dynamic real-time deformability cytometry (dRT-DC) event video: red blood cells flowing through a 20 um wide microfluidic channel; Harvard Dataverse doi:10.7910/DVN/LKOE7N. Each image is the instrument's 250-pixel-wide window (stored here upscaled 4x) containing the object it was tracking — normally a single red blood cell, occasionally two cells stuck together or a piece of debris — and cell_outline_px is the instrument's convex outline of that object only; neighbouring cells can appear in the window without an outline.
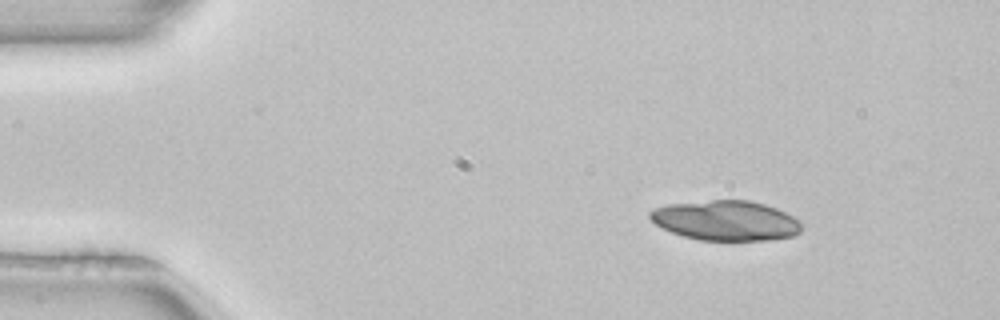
{"species": "common noctule bat (a hibernating species)", "species_latin": "Nyctalus noctula", "temperature_condition": "room temperature", "stored_images_in_passage": 5, "camera_frame_rate_fps": 3000, "um_per_image_px": 0.085, "animal": {"sex": "female", "body_mass_g": 22.7, "forearm_length_mm": 54.2}, "frame": {"image": 1, "passage_image": 2, "time_ms": 0.333, "image_size_px": [1000, 320], "cell_outline_px": [[800, 232], [792, 236], [768, 240], [700, 240], [684, 236], [672, 232], [656, 224], [648, 216], [648, 212], [656, 208], [668, 204], [712, 200], [748, 200], [764, 204], [776, 208], [800, 220]], "centroid_in_image_um": [61.69, 18.74], "position_along_channel_um": 23.3, "area_um2": 35.03}}